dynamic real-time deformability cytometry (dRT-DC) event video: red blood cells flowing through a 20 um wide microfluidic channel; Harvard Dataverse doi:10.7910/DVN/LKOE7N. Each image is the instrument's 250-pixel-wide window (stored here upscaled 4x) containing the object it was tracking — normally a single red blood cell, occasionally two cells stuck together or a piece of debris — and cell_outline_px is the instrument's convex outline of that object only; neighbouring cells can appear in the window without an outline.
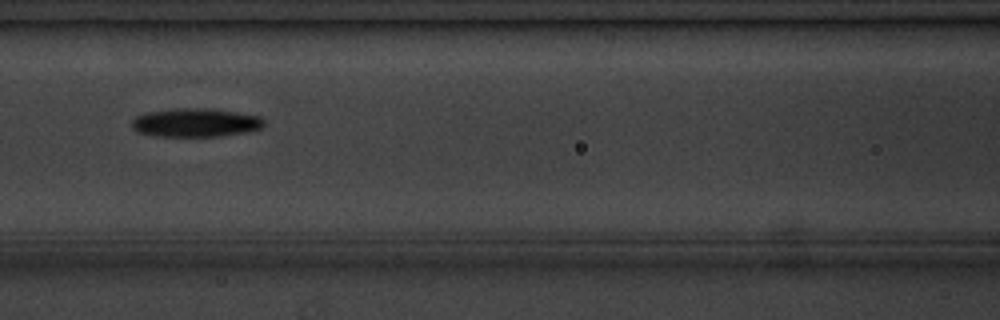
{"species": "common noctule bat (a hibernating species)", "species_latin": "Nyctalus noctula", "temperature_condition": "cold", "stored_images_in_passage": 15, "camera_frame_rate_fps": 3000, "um_per_image_px": 0.085, "animal": {"sex": "male", "body_mass_g": 20.1, "forearm_length_mm": 53.5}, "frame": {"image": 1, "passage_image": 7, "time_ms": 7.667, "image_size_px": [1000, 320], "cell_outline_px": [[264, 124], [260, 128], [244, 132], [224, 136], [152, 136], [136, 132], [132, 128], [132, 120], [136, 116], [148, 112], [176, 108], [208, 108], [236, 112], [260, 116], [264, 120]], "centroid_in_image_um": [16.59, 10.42], "position_along_channel_um": 150.0, "area_um2": 22.08}}
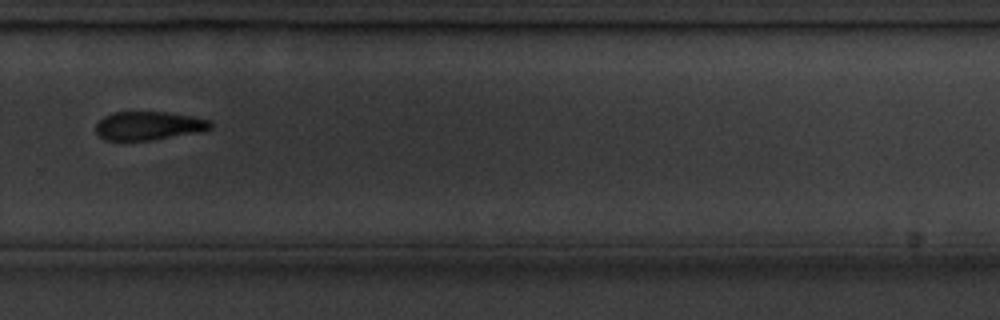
{"frame": {"image": 2, "passage_image": 11, "time_ms": 12.333, "image_size_px": [1000, 320], "cell_outline_px": [[212, 128], [204, 132], [152, 140], [104, 140], [96, 132], [96, 124], [104, 116], [112, 112], [168, 112], [212, 120]], "centroid_in_image_um": [12.68, 10.69], "position_along_channel_um": 317.1, "area_um2": 19.31}, "authors_computed_cell_mechanics": {"area_um2": 20.808, "velocity_mm_per_s": 3.5771, "shape_relaxation_time_tau1_ms": 8.3654, "shape_relaxation_time_tau2_ms": null, "deformation_change_tau1": 0.1154, "deformation_change_tau2": null}}